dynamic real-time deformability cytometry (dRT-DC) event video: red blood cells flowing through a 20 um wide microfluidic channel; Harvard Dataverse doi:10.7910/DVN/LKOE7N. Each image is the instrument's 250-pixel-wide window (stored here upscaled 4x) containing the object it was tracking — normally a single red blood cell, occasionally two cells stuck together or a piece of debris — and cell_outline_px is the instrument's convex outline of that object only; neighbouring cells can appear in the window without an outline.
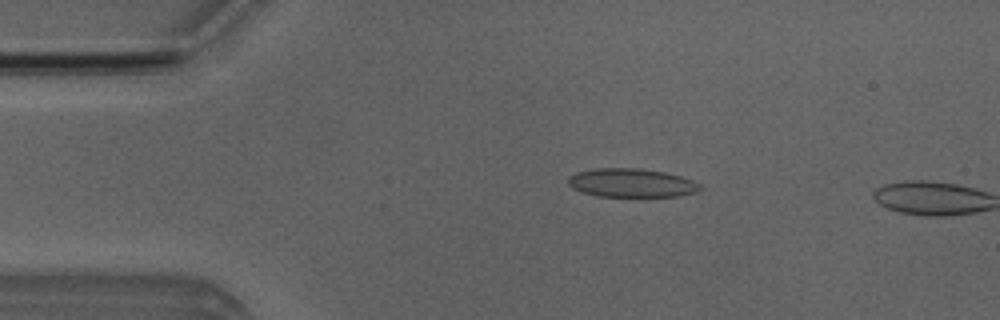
{"species": "Egyptian fruit bat (a non-hibernating species)", "species_latin": "Rousettus aegyptiacus", "temperature_condition": "room temperature", "stored_images_in_passage": 7, "camera_frame_rate_fps": 3000, "um_per_image_px": 0.085, "animal": {"sex": "male"}, "frame": {"image": 1, "passage_image": 4, "time_ms": 1.0, "image_size_px": [1000, 320], "cell_outline_px": [[700, 188], [696, 192], [676, 196], [596, 196], [572, 188], [568, 184], [568, 176], [576, 172], [596, 168], [636, 168], [664, 172], [680, 176], [692, 180], [700, 184]], "centroid_in_image_um": [53.63, 15.54], "position_along_channel_um": 31.4, "area_um2": 21.85}}